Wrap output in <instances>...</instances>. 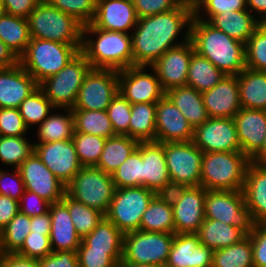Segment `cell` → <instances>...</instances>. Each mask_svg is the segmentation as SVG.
Masks as SVG:
<instances>
[{
	"label": "cell",
	"mask_w": 266,
	"mask_h": 267,
	"mask_svg": "<svg viewBox=\"0 0 266 267\" xmlns=\"http://www.w3.org/2000/svg\"><path fill=\"white\" fill-rule=\"evenodd\" d=\"M194 15L192 0H184L177 8L138 19L132 36L133 66H151L167 50L190 39V24ZM187 25V27H186ZM186 27L183 41L177 36Z\"/></svg>",
	"instance_id": "cell-1"
},
{
	"label": "cell",
	"mask_w": 266,
	"mask_h": 267,
	"mask_svg": "<svg viewBox=\"0 0 266 267\" xmlns=\"http://www.w3.org/2000/svg\"><path fill=\"white\" fill-rule=\"evenodd\" d=\"M190 40L195 51L223 74L237 76L246 68L245 44L194 15L190 24Z\"/></svg>",
	"instance_id": "cell-2"
},
{
	"label": "cell",
	"mask_w": 266,
	"mask_h": 267,
	"mask_svg": "<svg viewBox=\"0 0 266 267\" xmlns=\"http://www.w3.org/2000/svg\"><path fill=\"white\" fill-rule=\"evenodd\" d=\"M80 52L94 69L121 71L133 66L131 34L99 29L92 23L83 27Z\"/></svg>",
	"instance_id": "cell-3"
},
{
	"label": "cell",
	"mask_w": 266,
	"mask_h": 267,
	"mask_svg": "<svg viewBox=\"0 0 266 267\" xmlns=\"http://www.w3.org/2000/svg\"><path fill=\"white\" fill-rule=\"evenodd\" d=\"M30 38L82 47L83 27L75 17L41 0L27 17Z\"/></svg>",
	"instance_id": "cell-4"
},
{
	"label": "cell",
	"mask_w": 266,
	"mask_h": 267,
	"mask_svg": "<svg viewBox=\"0 0 266 267\" xmlns=\"http://www.w3.org/2000/svg\"><path fill=\"white\" fill-rule=\"evenodd\" d=\"M79 53L77 45L30 38L26 51L19 57V63L40 84L57 74Z\"/></svg>",
	"instance_id": "cell-5"
},
{
	"label": "cell",
	"mask_w": 266,
	"mask_h": 267,
	"mask_svg": "<svg viewBox=\"0 0 266 267\" xmlns=\"http://www.w3.org/2000/svg\"><path fill=\"white\" fill-rule=\"evenodd\" d=\"M250 162L242 152L203 153L200 186L206 190H243Z\"/></svg>",
	"instance_id": "cell-6"
},
{
	"label": "cell",
	"mask_w": 266,
	"mask_h": 267,
	"mask_svg": "<svg viewBox=\"0 0 266 267\" xmlns=\"http://www.w3.org/2000/svg\"><path fill=\"white\" fill-rule=\"evenodd\" d=\"M112 175L95 166L82 167L66 185L65 193L86 206L107 213L115 192Z\"/></svg>",
	"instance_id": "cell-7"
},
{
	"label": "cell",
	"mask_w": 266,
	"mask_h": 267,
	"mask_svg": "<svg viewBox=\"0 0 266 267\" xmlns=\"http://www.w3.org/2000/svg\"><path fill=\"white\" fill-rule=\"evenodd\" d=\"M91 69V64L80 52L57 74L42 81L39 87L56 109H72L78 91Z\"/></svg>",
	"instance_id": "cell-8"
},
{
	"label": "cell",
	"mask_w": 266,
	"mask_h": 267,
	"mask_svg": "<svg viewBox=\"0 0 266 267\" xmlns=\"http://www.w3.org/2000/svg\"><path fill=\"white\" fill-rule=\"evenodd\" d=\"M174 234L141 230L125 233L123 235V255L120 262L165 267Z\"/></svg>",
	"instance_id": "cell-9"
},
{
	"label": "cell",
	"mask_w": 266,
	"mask_h": 267,
	"mask_svg": "<svg viewBox=\"0 0 266 267\" xmlns=\"http://www.w3.org/2000/svg\"><path fill=\"white\" fill-rule=\"evenodd\" d=\"M155 192L143 186L116 188L105 217L123 234L140 229L142 216Z\"/></svg>",
	"instance_id": "cell-10"
},
{
	"label": "cell",
	"mask_w": 266,
	"mask_h": 267,
	"mask_svg": "<svg viewBox=\"0 0 266 267\" xmlns=\"http://www.w3.org/2000/svg\"><path fill=\"white\" fill-rule=\"evenodd\" d=\"M205 219L233 225L249 235L255 226L242 190H207Z\"/></svg>",
	"instance_id": "cell-11"
},
{
	"label": "cell",
	"mask_w": 266,
	"mask_h": 267,
	"mask_svg": "<svg viewBox=\"0 0 266 267\" xmlns=\"http://www.w3.org/2000/svg\"><path fill=\"white\" fill-rule=\"evenodd\" d=\"M118 92V71L92 68L86 75L71 110H107Z\"/></svg>",
	"instance_id": "cell-12"
},
{
	"label": "cell",
	"mask_w": 266,
	"mask_h": 267,
	"mask_svg": "<svg viewBox=\"0 0 266 267\" xmlns=\"http://www.w3.org/2000/svg\"><path fill=\"white\" fill-rule=\"evenodd\" d=\"M164 153L170 181L200 186L203 152L193 141L164 143Z\"/></svg>",
	"instance_id": "cell-13"
},
{
	"label": "cell",
	"mask_w": 266,
	"mask_h": 267,
	"mask_svg": "<svg viewBox=\"0 0 266 267\" xmlns=\"http://www.w3.org/2000/svg\"><path fill=\"white\" fill-rule=\"evenodd\" d=\"M193 143L203 152H241L233 118H209L194 129Z\"/></svg>",
	"instance_id": "cell-14"
},
{
	"label": "cell",
	"mask_w": 266,
	"mask_h": 267,
	"mask_svg": "<svg viewBox=\"0 0 266 267\" xmlns=\"http://www.w3.org/2000/svg\"><path fill=\"white\" fill-rule=\"evenodd\" d=\"M147 66H131L118 71L119 92L131 104L157 103L164 95L156 71H144Z\"/></svg>",
	"instance_id": "cell-15"
},
{
	"label": "cell",
	"mask_w": 266,
	"mask_h": 267,
	"mask_svg": "<svg viewBox=\"0 0 266 267\" xmlns=\"http://www.w3.org/2000/svg\"><path fill=\"white\" fill-rule=\"evenodd\" d=\"M18 169L25 190L36 193L50 204L63 199L66 186L48 169L35 152Z\"/></svg>",
	"instance_id": "cell-16"
},
{
	"label": "cell",
	"mask_w": 266,
	"mask_h": 267,
	"mask_svg": "<svg viewBox=\"0 0 266 267\" xmlns=\"http://www.w3.org/2000/svg\"><path fill=\"white\" fill-rule=\"evenodd\" d=\"M34 152L65 186L83 167L72 139L34 144Z\"/></svg>",
	"instance_id": "cell-17"
},
{
	"label": "cell",
	"mask_w": 266,
	"mask_h": 267,
	"mask_svg": "<svg viewBox=\"0 0 266 267\" xmlns=\"http://www.w3.org/2000/svg\"><path fill=\"white\" fill-rule=\"evenodd\" d=\"M195 52L192 41L167 50L152 67L166 92L175 87L186 86L188 68L192 54Z\"/></svg>",
	"instance_id": "cell-18"
},
{
	"label": "cell",
	"mask_w": 266,
	"mask_h": 267,
	"mask_svg": "<svg viewBox=\"0 0 266 267\" xmlns=\"http://www.w3.org/2000/svg\"><path fill=\"white\" fill-rule=\"evenodd\" d=\"M194 129L181 111L164 95L156 103V135L155 141L188 142L192 141Z\"/></svg>",
	"instance_id": "cell-19"
},
{
	"label": "cell",
	"mask_w": 266,
	"mask_h": 267,
	"mask_svg": "<svg viewBox=\"0 0 266 267\" xmlns=\"http://www.w3.org/2000/svg\"><path fill=\"white\" fill-rule=\"evenodd\" d=\"M213 253L196 233L174 234L165 267H212Z\"/></svg>",
	"instance_id": "cell-20"
},
{
	"label": "cell",
	"mask_w": 266,
	"mask_h": 267,
	"mask_svg": "<svg viewBox=\"0 0 266 267\" xmlns=\"http://www.w3.org/2000/svg\"><path fill=\"white\" fill-rule=\"evenodd\" d=\"M138 19L132 0H96L92 24L99 29L129 34Z\"/></svg>",
	"instance_id": "cell-21"
},
{
	"label": "cell",
	"mask_w": 266,
	"mask_h": 267,
	"mask_svg": "<svg viewBox=\"0 0 266 267\" xmlns=\"http://www.w3.org/2000/svg\"><path fill=\"white\" fill-rule=\"evenodd\" d=\"M202 97L209 118H233L242 108L237 76L225 75Z\"/></svg>",
	"instance_id": "cell-22"
},
{
	"label": "cell",
	"mask_w": 266,
	"mask_h": 267,
	"mask_svg": "<svg viewBox=\"0 0 266 267\" xmlns=\"http://www.w3.org/2000/svg\"><path fill=\"white\" fill-rule=\"evenodd\" d=\"M38 87L39 84L20 63L0 68V108H19Z\"/></svg>",
	"instance_id": "cell-23"
},
{
	"label": "cell",
	"mask_w": 266,
	"mask_h": 267,
	"mask_svg": "<svg viewBox=\"0 0 266 267\" xmlns=\"http://www.w3.org/2000/svg\"><path fill=\"white\" fill-rule=\"evenodd\" d=\"M206 192L202 186L189 187L173 207L175 234L198 231L205 220Z\"/></svg>",
	"instance_id": "cell-24"
},
{
	"label": "cell",
	"mask_w": 266,
	"mask_h": 267,
	"mask_svg": "<svg viewBox=\"0 0 266 267\" xmlns=\"http://www.w3.org/2000/svg\"><path fill=\"white\" fill-rule=\"evenodd\" d=\"M241 152L251 159L266 138V111L241 108L233 117Z\"/></svg>",
	"instance_id": "cell-25"
},
{
	"label": "cell",
	"mask_w": 266,
	"mask_h": 267,
	"mask_svg": "<svg viewBox=\"0 0 266 267\" xmlns=\"http://www.w3.org/2000/svg\"><path fill=\"white\" fill-rule=\"evenodd\" d=\"M242 191L254 223L266 224V166L249 163Z\"/></svg>",
	"instance_id": "cell-26"
},
{
	"label": "cell",
	"mask_w": 266,
	"mask_h": 267,
	"mask_svg": "<svg viewBox=\"0 0 266 267\" xmlns=\"http://www.w3.org/2000/svg\"><path fill=\"white\" fill-rule=\"evenodd\" d=\"M49 212L51 216L49 237L52 251H77L82 239L74 228L67 206L62 201L52 203L49 206Z\"/></svg>",
	"instance_id": "cell-27"
},
{
	"label": "cell",
	"mask_w": 266,
	"mask_h": 267,
	"mask_svg": "<svg viewBox=\"0 0 266 267\" xmlns=\"http://www.w3.org/2000/svg\"><path fill=\"white\" fill-rule=\"evenodd\" d=\"M141 158L143 187L156 192L170 181L164 153V143L156 141L141 142Z\"/></svg>",
	"instance_id": "cell-28"
},
{
	"label": "cell",
	"mask_w": 266,
	"mask_h": 267,
	"mask_svg": "<svg viewBox=\"0 0 266 267\" xmlns=\"http://www.w3.org/2000/svg\"><path fill=\"white\" fill-rule=\"evenodd\" d=\"M212 26L244 44L261 24L249 10L226 11L214 15L209 21Z\"/></svg>",
	"instance_id": "cell-29"
},
{
	"label": "cell",
	"mask_w": 266,
	"mask_h": 267,
	"mask_svg": "<svg viewBox=\"0 0 266 267\" xmlns=\"http://www.w3.org/2000/svg\"><path fill=\"white\" fill-rule=\"evenodd\" d=\"M165 95L181 111L193 129L209 119L202 93L198 90L189 86H181L169 89Z\"/></svg>",
	"instance_id": "cell-30"
},
{
	"label": "cell",
	"mask_w": 266,
	"mask_h": 267,
	"mask_svg": "<svg viewBox=\"0 0 266 267\" xmlns=\"http://www.w3.org/2000/svg\"><path fill=\"white\" fill-rule=\"evenodd\" d=\"M237 78L242 108L266 111V72L245 68Z\"/></svg>",
	"instance_id": "cell-31"
},
{
	"label": "cell",
	"mask_w": 266,
	"mask_h": 267,
	"mask_svg": "<svg viewBox=\"0 0 266 267\" xmlns=\"http://www.w3.org/2000/svg\"><path fill=\"white\" fill-rule=\"evenodd\" d=\"M196 234L201 244L213 250L229 247L247 236L233 225L212 219H205Z\"/></svg>",
	"instance_id": "cell-32"
},
{
	"label": "cell",
	"mask_w": 266,
	"mask_h": 267,
	"mask_svg": "<svg viewBox=\"0 0 266 267\" xmlns=\"http://www.w3.org/2000/svg\"><path fill=\"white\" fill-rule=\"evenodd\" d=\"M138 144V140L127 135L116 134L107 138L95 167L112 174L132 154Z\"/></svg>",
	"instance_id": "cell-33"
},
{
	"label": "cell",
	"mask_w": 266,
	"mask_h": 267,
	"mask_svg": "<svg viewBox=\"0 0 266 267\" xmlns=\"http://www.w3.org/2000/svg\"><path fill=\"white\" fill-rule=\"evenodd\" d=\"M0 40L19 58L30 42L27 18L2 12L0 14Z\"/></svg>",
	"instance_id": "cell-34"
},
{
	"label": "cell",
	"mask_w": 266,
	"mask_h": 267,
	"mask_svg": "<svg viewBox=\"0 0 266 267\" xmlns=\"http://www.w3.org/2000/svg\"><path fill=\"white\" fill-rule=\"evenodd\" d=\"M156 103L131 104L129 137L139 142L155 141Z\"/></svg>",
	"instance_id": "cell-35"
},
{
	"label": "cell",
	"mask_w": 266,
	"mask_h": 267,
	"mask_svg": "<svg viewBox=\"0 0 266 267\" xmlns=\"http://www.w3.org/2000/svg\"><path fill=\"white\" fill-rule=\"evenodd\" d=\"M188 69L186 86L201 93L212 89L225 76L207 58L199 55L196 51L191 56Z\"/></svg>",
	"instance_id": "cell-36"
},
{
	"label": "cell",
	"mask_w": 266,
	"mask_h": 267,
	"mask_svg": "<svg viewBox=\"0 0 266 267\" xmlns=\"http://www.w3.org/2000/svg\"><path fill=\"white\" fill-rule=\"evenodd\" d=\"M66 114H50L38 127L37 136L42 144L68 140L73 138L75 132L74 116L71 109L65 108Z\"/></svg>",
	"instance_id": "cell-37"
},
{
	"label": "cell",
	"mask_w": 266,
	"mask_h": 267,
	"mask_svg": "<svg viewBox=\"0 0 266 267\" xmlns=\"http://www.w3.org/2000/svg\"><path fill=\"white\" fill-rule=\"evenodd\" d=\"M75 132L110 138L116 135L107 111L72 110Z\"/></svg>",
	"instance_id": "cell-38"
},
{
	"label": "cell",
	"mask_w": 266,
	"mask_h": 267,
	"mask_svg": "<svg viewBox=\"0 0 266 267\" xmlns=\"http://www.w3.org/2000/svg\"><path fill=\"white\" fill-rule=\"evenodd\" d=\"M139 230L175 233L173 207L155 196L142 216Z\"/></svg>",
	"instance_id": "cell-39"
},
{
	"label": "cell",
	"mask_w": 266,
	"mask_h": 267,
	"mask_svg": "<svg viewBox=\"0 0 266 267\" xmlns=\"http://www.w3.org/2000/svg\"><path fill=\"white\" fill-rule=\"evenodd\" d=\"M123 233L106 217L82 241L99 251H123Z\"/></svg>",
	"instance_id": "cell-40"
},
{
	"label": "cell",
	"mask_w": 266,
	"mask_h": 267,
	"mask_svg": "<svg viewBox=\"0 0 266 267\" xmlns=\"http://www.w3.org/2000/svg\"><path fill=\"white\" fill-rule=\"evenodd\" d=\"M61 201L67 206L74 228L81 239L90 234L105 217L102 212L76 201L66 193Z\"/></svg>",
	"instance_id": "cell-41"
},
{
	"label": "cell",
	"mask_w": 266,
	"mask_h": 267,
	"mask_svg": "<svg viewBox=\"0 0 266 267\" xmlns=\"http://www.w3.org/2000/svg\"><path fill=\"white\" fill-rule=\"evenodd\" d=\"M212 267H254L250 237L229 247L214 250Z\"/></svg>",
	"instance_id": "cell-42"
},
{
	"label": "cell",
	"mask_w": 266,
	"mask_h": 267,
	"mask_svg": "<svg viewBox=\"0 0 266 267\" xmlns=\"http://www.w3.org/2000/svg\"><path fill=\"white\" fill-rule=\"evenodd\" d=\"M31 217L18 212L0 232V254L16 253L30 231Z\"/></svg>",
	"instance_id": "cell-43"
},
{
	"label": "cell",
	"mask_w": 266,
	"mask_h": 267,
	"mask_svg": "<svg viewBox=\"0 0 266 267\" xmlns=\"http://www.w3.org/2000/svg\"><path fill=\"white\" fill-rule=\"evenodd\" d=\"M26 126L40 125L50 114L51 109L56 108L38 87L27 98H25L18 108Z\"/></svg>",
	"instance_id": "cell-44"
},
{
	"label": "cell",
	"mask_w": 266,
	"mask_h": 267,
	"mask_svg": "<svg viewBox=\"0 0 266 267\" xmlns=\"http://www.w3.org/2000/svg\"><path fill=\"white\" fill-rule=\"evenodd\" d=\"M111 175L116 188L143 186L141 142Z\"/></svg>",
	"instance_id": "cell-45"
},
{
	"label": "cell",
	"mask_w": 266,
	"mask_h": 267,
	"mask_svg": "<svg viewBox=\"0 0 266 267\" xmlns=\"http://www.w3.org/2000/svg\"><path fill=\"white\" fill-rule=\"evenodd\" d=\"M34 152V144L24 136H0V161L19 168Z\"/></svg>",
	"instance_id": "cell-46"
},
{
	"label": "cell",
	"mask_w": 266,
	"mask_h": 267,
	"mask_svg": "<svg viewBox=\"0 0 266 267\" xmlns=\"http://www.w3.org/2000/svg\"><path fill=\"white\" fill-rule=\"evenodd\" d=\"M72 141L80 164L83 167L96 166L104 149L106 138L74 132Z\"/></svg>",
	"instance_id": "cell-47"
},
{
	"label": "cell",
	"mask_w": 266,
	"mask_h": 267,
	"mask_svg": "<svg viewBox=\"0 0 266 267\" xmlns=\"http://www.w3.org/2000/svg\"><path fill=\"white\" fill-rule=\"evenodd\" d=\"M246 68L266 72V23H261L245 44Z\"/></svg>",
	"instance_id": "cell-48"
},
{
	"label": "cell",
	"mask_w": 266,
	"mask_h": 267,
	"mask_svg": "<svg viewBox=\"0 0 266 267\" xmlns=\"http://www.w3.org/2000/svg\"><path fill=\"white\" fill-rule=\"evenodd\" d=\"M123 251L91 250L82 240L77 249L79 267H118Z\"/></svg>",
	"instance_id": "cell-49"
},
{
	"label": "cell",
	"mask_w": 266,
	"mask_h": 267,
	"mask_svg": "<svg viewBox=\"0 0 266 267\" xmlns=\"http://www.w3.org/2000/svg\"><path fill=\"white\" fill-rule=\"evenodd\" d=\"M50 5L75 17L84 26L91 24L96 12V0H45Z\"/></svg>",
	"instance_id": "cell-50"
},
{
	"label": "cell",
	"mask_w": 266,
	"mask_h": 267,
	"mask_svg": "<svg viewBox=\"0 0 266 267\" xmlns=\"http://www.w3.org/2000/svg\"><path fill=\"white\" fill-rule=\"evenodd\" d=\"M106 111L115 134L129 136L131 103L118 92Z\"/></svg>",
	"instance_id": "cell-51"
},
{
	"label": "cell",
	"mask_w": 266,
	"mask_h": 267,
	"mask_svg": "<svg viewBox=\"0 0 266 267\" xmlns=\"http://www.w3.org/2000/svg\"><path fill=\"white\" fill-rule=\"evenodd\" d=\"M194 16L200 20L209 21L214 15L226 11L246 10V0H192ZM207 14V20L201 18V13Z\"/></svg>",
	"instance_id": "cell-52"
},
{
	"label": "cell",
	"mask_w": 266,
	"mask_h": 267,
	"mask_svg": "<svg viewBox=\"0 0 266 267\" xmlns=\"http://www.w3.org/2000/svg\"><path fill=\"white\" fill-rule=\"evenodd\" d=\"M52 252L50 237L43 233L30 232L16 254L33 259L44 258Z\"/></svg>",
	"instance_id": "cell-53"
},
{
	"label": "cell",
	"mask_w": 266,
	"mask_h": 267,
	"mask_svg": "<svg viewBox=\"0 0 266 267\" xmlns=\"http://www.w3.org/2000/svg\"><path fill=\"white\" fill-rule=\"evenodd\" d=\"M27 130L18 108H0V136H25Z\"/></svg>",
	"instance_id": "cell-54"
},
{
	"label": "cell",
	"mask_w": 266,
	"mask_h": 267,
	"mask_svg": "<svg viewBox=\"0 0 266 267\" xmlns=\"http://www.w3.org/2000/svg\"><path fill=\"white\" fill-rule=\"evenodd\" d=\"M138 18L165 13L177 8L184 0H132Z\"/></svg>",
	"instance_id": "cell-55"
},
{
	"label": "cell",
	"mask_w": 266,
	"mask_h": 267,
	"mask_svg": "<svg viewBox=\"0 0 266 267\" xmlns=\"http://www.w3.org/2000/svg\"><path fill=\"white\" fill-rule=\"evenodd\" d=\"M25 191L24 182L18 168L15 172H5L0 169V194L13 198L17 201L20 200L21 195Z\"/></svg>",
	"instance_id": "cell-56"
},
{
	"label": "cell",
	"mask_w": 266,
	"mask_h": 267,
	"mask_svg": "<svg viewBox=\"0 0 266 267\" xmlns=\"http://www.w3.org/2000/svg\"><path fill=\"white\" fill-rule=\"evenodd\" d=\"M248 236L252 243L254 267H266V224H255Z\"/></svg>",
	"instance_id": "cell-57"
},
{
	"label": "cell",
	"mask_w": 266,
	"mask_h": 267,
	"mask_svg": "<svg viewBox=\"0 0 266 267\" xmlns=\"http://www.w3.org/2000/svg\"><path fill=\"white\" fill-rule=\"evenodd\" d=\"M49 206L48 201L28 190L24 191L19 200V212L29 217L45 214L49 211Z\"/></svg>",
	"instance_id": "cell-58"
},
{
	"label": "cell",
	"mask_w": 266,
	"mask_h": 267,
	"mask_svg": "<svg viewBox=\"0 0 266 267\" xmlns=\"http://www.w3.org/2000/svg\"><path fill=\"white\" fill-rule=\"evenodd\" d=\"M39 267H79L77 251H52L38 259Z\"/></svg>",
	"instance_id": "cell-59"
},
{
	"label": "cell",
	"mask_w": 266,
	"mask_h": 267,
	"mask_svg": "<svg viewBox=\"0 0 266 267\" xmlns=\"http://www.w3.org/2000/svg\"><path fill=\"white\" fill-rule=\"evenodd\" d=\"M188 188L185 184L169 181L155 192V196L168 206L174 207Z\"/></svg>",
	"instance_id": "cell-60"
},
{
	"label": "cell",
	"mask_w": 266,
	"mask_h": 267,
	"mask_svg": "<svg viewBox=\"0 0 266 267\" xmlns=\"http://www.w3.org/2000/svg\"><path fill=\"white\" fill-rule=\"evenodd\" d=\"M41 0H3L2 12L27 18Z\"/></svg>",
	"instance_id": "cell-61"
},
{
	"label": "cell",
	"mask_w": 266,
	"mask_h": 267,
	"mask_svg": "<svg viewBox=\"0 0 266 267\" xmlns=\"http://www.w3.org/2000/svg\"><path fill=\"white\" fill-rule=\"evenodd\" d=\"M19 212V201L0 194V232Z\"/></svg>",
	"instance_id": "cell-62"
},
{
	"label": "cell",
	"mask_w": 266,
	"mask_h": 267,
	"mask_svg": "<svg viewBox=\"0 0 266 267\" xmlns=\"http://www.w3.org/2000/svg\"><path fill=\"white\" fill-rule=\"evenodd\" d=\"M0 267H39L38 259L26 258L16 253L0 254Z\"/></svg>",
	"instance_id": "cell-63"
},
{
	"label": "cell",
	"mask_w": 266,
	"mask_h": 267,
	"mask_svg": "<svg viewBox=\"0 0 266 267\" xmlns=\"http://www.w3.org/2000/svg\"><path fill=\"white\" fill-rule=\"evenodd\" d=\"M50 229H51V216L49 211L46 212L45 214L31 217V224H30L31 232L50 235Z\"/></svg>",
	"instance_id": "cell-64"
},
{
	"label": "cell",
	"mask_w": 266,
	"mask_h": 267,
	"mask_svg": "<svg viewBox=\"0 0 266 267\" xmlns=\"http://www.w3.org/2000/svg\"><path fill=\"white\" fill-rule=\"evenodd\" d=\"M19 63V58L0 40V68L11 67Z\"/></svg>",
	"instance_id": "cell-65"
},
{
	"label": "cell",
	"mask_w": 266,
	"mask_h": 267,
	"mask_svg": "<svg viewBox=\"0 0 266 267\" xmlns=\"http://www.w3.org/2000/svg\"><path fill=\"white\" fill-rule=\"evenodd\" d=\"M246 6L251 13L254 11L261 14L259 21L266 23V0H246Z\"/></svg>",
	"instance_id": "cell-66"
},
{
	"label": "cell",
	"mask_w": 266,
	"mask_h": 267,
	"mask_svg": "<svg viewBox=\"0 0 266 267\" xmlns=\"http://www.w3.org/2000/svg\"><path fill=\"white\" fill-rule=\"evenodd\" d=\"M251 162L260 166H266V138L261 149L250 159Z\"/></svg>",
	"instance_id": "cell-67"
},
{
	"label": "cell",
	"mask_w": 266,
	"mask_h": 267,
	"mask_svg": "<svg viewBox=\"0 0 266 267\" xmlns=\"http://www.w3.org/2000/svg\"><path fill=\"white\" fill-rule=\"evenodd\" d=\"M118 267H161V266L140 264V263L119 262Z\"/></svg>",
	"instance_id": "cell-68"
},
{
	"label": "cell",
	"mask_w": 266,
	"mask_h": 267,
	"mask_svg": "<svg viewBox=\"0 0 266 267\" xmlns=\"http://www.w3.org/2000/svg\"><path fill=\"white\" fill-rule=\"evenodd\" d=\"M3 0H0V8H2Z\"/></svg>",
	"instance_id": "cell-69"
}]
</instances>
